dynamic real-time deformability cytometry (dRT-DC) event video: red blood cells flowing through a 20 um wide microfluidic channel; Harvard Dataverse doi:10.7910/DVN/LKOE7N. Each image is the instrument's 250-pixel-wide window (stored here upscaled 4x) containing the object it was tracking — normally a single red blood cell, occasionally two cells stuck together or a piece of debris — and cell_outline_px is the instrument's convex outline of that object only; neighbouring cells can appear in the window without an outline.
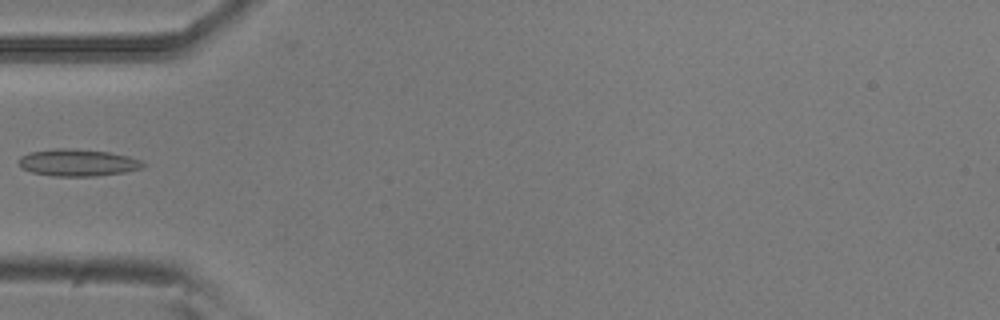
{"species": "common noctule bat (a hibernating species)", "species_latin": "Nyctalus noctula", "temperature_condition": "room temperature", "stored_images_in_passage": 9, "camera_frame_rate_fps": 3000, "um_per_image_px": 0.085, "animal": {"sex": "male", "body_mass_g": 20.5, "forearm_length_mm": 52.5}, "frame": {"image": 1, "passage_image": 1, "time_ms": 0.0, "image_size_px": [1000, 320], "cell_outline_px": [[148, 164], [140, 168], [124, 172], [96, 176], [52, 176], [32, 172], [24, 168], [20, 164], [20, 156], [32, 152], [56, 148], [72, 148], [108, 152], [128, 156], [140, 160]], "centroid_in_image_um": [6.64, 13.82], "position_along_channel_um": 78.4, "area_um2": 19.36}}
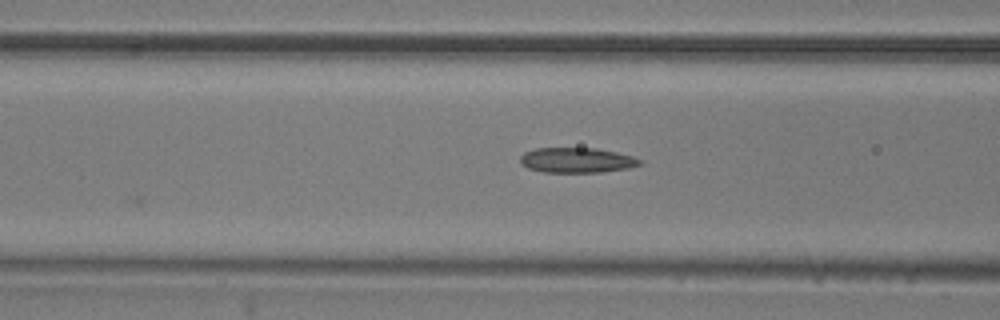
{"frame": {"image": 2, "passage_image": 4, "time_ms": 1.0, "image_size_px": [1000, 320], "cell_outline_px": [[640, 164], [628, 168], [600, 172], [544, 172], [528, 168], [520, 160], [520, 156], [524, 152], [536, 148], [596, 148], [616, 152], [632, 156], [640, 160]], "centroid_in_image_um": [49.0, 13.61], "position_along_channel_um": 117.6, "area_um2": 17.28}}
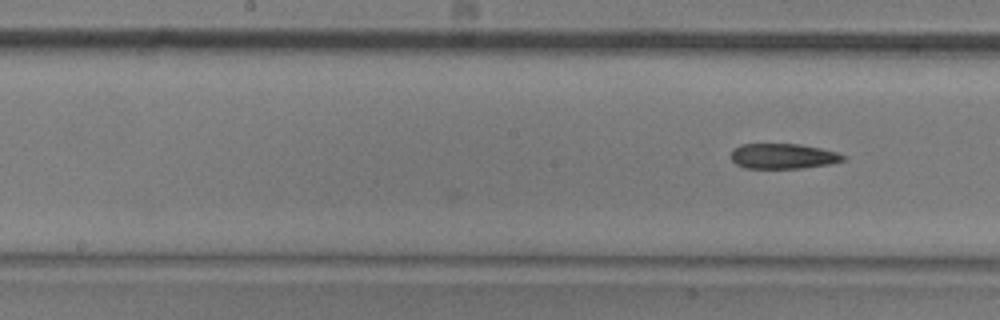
{"frame": {"image": 3, "passage_image": 9, "time_ms": 2.667, "image_size_px": [1000, 320], "cell_outline_px": [[848, 160], [832, 164], [800, 168], [744, 168], [736, 164], [732, 160], [732, 148], [740, 144], [800, 144], [820, 148], [836, 152], [844, 156]], "centroid_in_image_um": [66.57, 13.27], "position_along_channel_um": 181.6, "area_um2": 16.59}}